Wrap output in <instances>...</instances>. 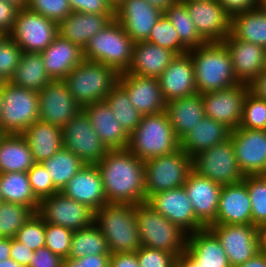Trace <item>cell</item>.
I'll use <instances>...</instances> for the list:
<instances>
[{
  "mask_svg": "<svg viewBox=\"0 0 266 267\" xmlns=\"http://www.w3.org/2000/svg\"><path fill=\"white\" fill-rule=\"evenodd\" d=\"M110 254L107 241L93 222L90 226L73 231L70 258H82L86 255Z\"/></svg>",
  "mask_w": 266,
  "mask_h": 267,
  "instance_id": "40",
  "label": "cell"
},
{
  "mask_svg": "<svg viewBox=\"0 0 266 267\" xmlns=\"http://www.w3.org/2000/svg\"><path fill=\"white\" fill-rule=\"evenodd\" d=\"M134 43L123 26L114 18L89 40L83 49L84 58L123 73L131 65Z\"/></svg>",
  "mask_w": 266,
  "mask_h": 267,
  "instance_id": "6",
  "label": "cell"
},
{
  "mask_svg": "<svg viewBox=\"0 0 266 267\" xmlns=\"http://www.w3.org/2000/svg\"><path fill=\"white\" fill-rule=\"evenodd\" d=\"M4 201L3 196H2V192H1V187H0V203H2Z\"/></svg>",
  "mask_w": 266,
  "mask_h": 267,
  "instance_id": "73",
  "label": "cell"
},
{
  "mask_svg": "<svg viewBox=\"0 0 266 267\" xmlns=\"http://www.w3.org/2000/svg\"><path fill=\"white\" fill-rule=\"evenodd\" d=\"M136 254L140 267H175L177 259L173 253L143 246Z\"/></svg>",
  "mask_w": 266,
  "mask_h": 267,
  "instance_id": "52",
  "label": "cell"
},
{
  "mask_svg": "<svg viewBox=\"0 0 266 267\" xmlns=\"http://www.w3.org/2000/svg\"><path fill=\"white\" fill-rule=\"evenodd\" d=\"M11 239L0 237V261L10 258Z\"/></svg>",
  "mask_w": 266,
  "mask_h": 267,
  "instance_id": "63",
  "label": "cell"
},
{
  "mask_svg": "<svg viewBox=\"0 0 266 267\" xmlns=\"http://www.w3.org/2000/svg\"><path fill=\"white\" fill-rule=\"evenodd\" d=\"M177 54L147 41L135 42L132 62L124 73L159 78Z\"/></svg>",
  "mask_w": 266,
  "mask_h": 267,
  "instance_id": "29",
  "label": "cell"
},
{
  "mask_svg": "<svg viewBox=\"0 0 266 267\" xmlns=\"http://www.w3.org/2000/svg\"><path fill=\"white\" fill-rule=\"evenodd\" d=\"M163 11L146 0H124L114 9V18L134 42L146 41Z\"/></svg>",
  "mask_w": 266,
  "mask_h": 267,
  "instance_id": "20",
  "label": "cell"
},
{
  "mask_svg": "<svg viewBox=\"0 0 266 267\" xmlns=\"http://www.w3.org/2000/svg\"><path fill=\"white\" fill-rule=\"evenodd\" d=\"M234 267H266V253L258 252L254 257L245 263Z\"/></svg>",
  "mask_w": 266,
  "mask_h": 267,
  "instance_id": "61",
  "label": "cell"
},
{
  "mask_svg": "<svg viewBox=\"0 0 266 267\" xmlns=\"http://www.w3.org/2000/svg\"><path fill=\"white\" fill-rule=\"evenodd\" d=\"M89 116L96 134L108 149H125L129 144V134L115 119L107 102L100 101L82 108Z\"/></svg>",
  "mask_w": 266,
  "mask_h": 267,
  "instance_id": "28",
  "label": "cell"
},
{
  "mask_svg": "<svg viewBox=\"0 0 266 267\" xmlns=\"http://www.w3.org/2000/svg\"><path fill=\"white\" fill-rule=\"evenodd\" d=\"M48 76L52 81L63 80L85 58L83 49L57 35L41 53Z\"/></svg>",
  "mask_w": 266,
  "mask_h": 267,
  "instance_id": "27",
  "label": "cell"
},
{
  "mask_svg": "<svg viewBox=\"0 0 266 267\" xmlns=\"http://www.w3.org/2000/svg\"><path fill=\"white\" fill-rule=\"evenodd\" d=\"M27 175L32 192L39 201L59 192L42 163H35L27 171Z\"/></svg>",
  "mask_w": 266,
  "mask_h": 267,
  "instance_id": "51",
  "label": "cell"
},
{
  "mask_svg": "<svg viewBox=\"0 0 266 267\" xmlns=\"http://www.w3.org/2000/svg\"><path fill=\"white\" fill-rule=\"evenodd\" d=\"M119 73L100 62L83 60L64 79L68 91L83 108L104 101L118 82Z\"/></svg>",
  "mask_w": 266,
  "mask_h": 267,
  "instance_id": "5",
  "label": "cell"
},
{
  "mask_svg": "<svg viewBox=\"0 0 266 267\" xmlns=\"http://www.w3.org/2000/svg\"><path fill=\"white\" fill-rule=\"evenodd\" d=\"M249 92L258 99L266 100V72L256 76L249 84Z\"/></svg>",
  "mask_w": 266,
  "mask_h": 267,
  "instance_id": "60",
  "label": "cell"
},
{
  "mask_svg": "<svg viewBox=\"0 0 266 267\" xmlns=\"http://www.w3.org/2000/svg\"><path fill=\"white\" fill-rule=\"evenodd\" d=\"M158 80L166 102L197 93L194 67L189 53L177 55Z\"/></svg>",
  "mask_w": 266,
  "mask_h": 267,
  "instance_id": "25",
  "label": "cell"
},
{
  "mask_svg": "<svg viewBox=\"0 0 266 267\" xmlns=\"http://www.w3.org/2000/svg\"><path fill=\"white\" fill-rule=\"evenodd\" d=\"M223 43L230 53L234 75L240 83L249 84L264 71L265 48L237 39L232 33Z\"/></svg>",
  "mask_w": 266,
  "mask_h": 267,
  "instance_id": "23",
  "label": "cell"
},
{
  "mask_svg": "<svg viewBox=\"0 0 266 267\" xmlns=\"http://www.w3.org/2000/svg\"><path fill=\"white\" fill-rule=\"evenodd\" d=\"M264 72H266V56H265Z\"/></svg>",
  "mask_w": 266,
  "mask_h": 267,
  "instance_id": "74",
  "label": "cell"
},
{
  "mask_svg": "<svg viewBox=\"0 0 266 267\" xmlns=\"http://www.w3.org/2000/svg\"><path fill=\"white\" fill-rule=\"evenodd\" d=\"M18 9L13 5L0 0V31L9 35L14 26Z\"/></svg>",
  "mask_w": 266,
  "mask_h": 267,
  "instance_id": "57",
  "label": "cell"
},
{
  "mask_svg": "<svg viewBox=\"0 0 266 267\" xmlns=\"http://www.w3.org/2000/svg\"><path fill=\"white\" fill-rule=\"evenodd\" d=\"M188 53L193 62L197 93L224 90L240 83L223 42H206Z\"/></svg>",
  "mask_w": 266,
  "mask_h": 267,
  "instance_id": "2",
  "label": "cell"
},
{
  "mask_svg": "<svg viewBox=\"0 0 266 267\" xmlns=\"http://www.w3.org/2000/svg\"><path fill=\"white\" fill-rule=\"evenodd\" d=\"M15 239L32 251L45 247V222L36 212L17 231Z\"/></svg>",
  "mask_w": 266,
  "mask_h": 267,
  "instance_id": "47",
  "label": "cell"
},
{
  "mask_svg": "<svg viewBox=\"0 0 266 267\" xmlns=\"http://www.w3.org/2000/svg\"><path fill=\"white\" fill-rule=\"evenodd\" d=\"M185 252L199 267H231L225 250L208 228L187 235Z\"/></svg>",
  "mask_w": 266,
  "mask_h": 267,
  "instance_id": "32",
  "label": "cell"
},
{
  "mask_svg": "<svg viewBox=\"0 0 266 267\" xmlns=\"http://www.w3.org/2000/svg\"><path fill=\"white\" fill-rule=\"evenodd\" d=\"M62 145L85 164H97L109 150L83 109L62 128Z\"/></svg>",
  "mask_w": 266,
  "mask_h": 267,
  "instance_id": "12",
  "label": "cell"
},
{
  "mask_svg": "<svg viewBox=\"0 0 266 267\" xmlns=\"http://www.w3.org/2000/svg\"><path fill=\"white\" fill-rule=\"evenodd\" d=\"M212 224H252L251 200L243 180L222 186L216 220Z\"/></svg>",
  "mask_w": 266,
  "mask_h": 267,
  "instance_id": "26",
  "label": "cell"
},
{
  "mask_svg": "<svg viewBox=\"0 0 266 267\" xmlns=\"http://www.w3.org/2000/svg\"><path fill=\"white\" fill-rule=\"evenodd\" d=\"M163 14L173 24L180 42L188 49L197 48L206 43V41L197 32L194 22L189 15L186 5L183 1H178L168 7Z\"/></svg>",
  "mask_w": 266,
  "mask_h": 267,
  "instance_id": "41",
  "label": "cell"
},
{
  "mask_svg": "<svg viewBox=\"0 0 266 267\" xmlns=\"http://www.w3.org/2000/svg\"><path fill=\"white\" fill-rule=\"evenodd\" d=\"M136 205L107 203L94 212V223L104 235L110 254L136 252L141 247Z\"/></svg>",
  "mask_w": 266,
  "mask_h": 267,
  "instance_id": "3",
  "label": "cell"
},
{
  "mask_svg": "<svg viewBox=\"0 0 266 267\" xmlns=\"http://www.w3.org/2000/svg\"><path fill=\"white\" fill-rule=\"evenodd\" d=\"M111 254L86 255L82 258H65L63 267H109Z\"/></svg>",
  "mask_w": 266,
  "mask_h": 267,
  "instance_id": "54",
  "label": "cell"
},
{
  "mask_svg": "<svg viewBox=\"0 0 266 267\" xmlns=\"http://www.w3.org/2000/svg\"><path fill=\"white\" fill-rule=\"evenodd\" d=\"M33 214L27 206L6 201L0 203V237L15 238L17 231Z\"/></svg>",
  "mask_w": 266,
  "mask_h": 267,
  "instance_id": "43",
  "label": "cell"
},
{
  "mask_svg": "<svg viewBox=\"0 0 266 267\" xmlns=\"http://www.w3.org/2000/svg\"><path fill=\"white\" fill-rule=\"evenodd\" d=\"M105 101L115 119L130 135L141 122L142 114L132 105L126 91L117 83L106 96Z\"/></svg>",
  "mask_w": 266,
  "mask_h": 267,
  "instance_id": "42",
  "label": "cell"
},
{
  "mask_svg": "<svg viewBox=\"0 0 266 267\" xmlns=\"http://www.w3.org/2000/svg\"><path fill=\"white\" fill-rule=\"evenodd\" d=\"M146 203L187 234L206 228L196 218L184 186L153 194Z\"/></svg>",
  "mask_w": 266,
  "mask_h": 267,
  "instance_id": "15",
  "label": "cell"
},
{
  "mask_svg": "<svg viewBox=\"0 0 266 267\" xmlns=\"http://www.w3.org/2000/svg\"><path fill=\"white\" fill-rule=\"evenodd\" d=\"M37 213L45 223L60 225L72 231L88 227L94 222L92 209L62 192L42 199Z\"/></svg>",
  "mask_w": 266,
  "mask_h": 267,
  "instance_id": "14",
  "label": "cell"
},
{
  "mask_svg": "<svg viewBox=\"0 0 266 267\" xmlns=\"http://www.w3.org/2000/svg\"><path fill=\"white\" fill-rule=\"evenodd\" d=\"M8 37L5 33L0 31V44Z\"/></svg>",
  "mask_w": 266,
  "mask_h": 267,
  "instance_id": "71",
  "label": "cell"
},
{
  "mask_svg": "<svg viewBox=\"0 0 266 267\" xmlns=\"http://www.w3.org/2000/svg\"><path fill=\"white\" fill-rule=\"evenodd\" d=\"M146 41L175 52L177 55L185 54L189 51L180 42L177 31L164 14L155 23Z\"/></svg>",
  "mask_w": 266,
  "mask_h": 267,
  "instance_id": "45",
  "label": "cell"
},
{
  "mask_svg": "<svg viewBox=\"0 0 266 267\" xmlns=\"http://www.w3.org/2000/svg\"><path fill=\"white\" fill-rule=\"evenodd\" d=\"M175 267H199V263L195 262L186 252H184L177 257Z\"/></svg>",
  "mask_w": 266,
  "mask_h": 267,
  "instance_id": "62",
  "label": "cell"
},
{
  "mask_svg": "<svg viewBox=\"0 0 266 267\" xmlns=\"http://www.w3.org/2000/svg\"><path fill=\"white\" fill-rule=\"evenodd\" d=\"M230 133L231 130L224 124L205 116L180 140V148L192 158L197 153L224 142L229 138Z\"/></svg>",
  "mask_w": 266,
  "mask_h": 267,
  "instance_id": "34",
  "label": "cell"
},
{
  "mask_svg": "<svg viewBox=\"0 0 266 267\" xmlns=\"http://www.w3.org/2000/svg\"><path fill=\"white\" fill-rule=\"evenodd\" d=\"M146 1H148L152 6H155L164 12L168 7L175 4L179 0H146Z\"/></svg>",
  "mask_w": 266,
  "mask_h": 267,
  "instance_id": "65",
  "label": "cell"
},
{
  "mask_svg": "<svg viewBox=\"0 0 266 267\" xmlns=\"http://www.w3.org/2000/svg\"><path fill=\"white\" fill-rule=\"evenodd\" d=\"M39 120V96L34 90L2 82L0 127L7 134H22Z\"/></svg>",
  "mask_w": 266,
  "mask_h": 267,
  "instance_id": "8",
  "label": "cell"
},
{
  "mask_svg": "<svg viewBox=\"0 0 266 267\" xmlns=\"http://www.w3.org/2000/svg\"><path fill=\"white\" fill-rule=\"evenodd\" d=\"M39 96V121L63 128L82 110L63 80L51 81Z\"/></svg>",
  "mask_w": 266,
  "mask_h": 267,
  "instance_id": "19",
  "label": "cell"
},
{
  "mask_svg": "<svg viewBox=\"0 0 266 267\" xmlns=\"http://www.w3.org/2000/svg\"><path fill=\"white\" fill-rule=\"evenodd\" d=\"M231 33L237 39L266 49V12L259 7L233 16L231 18Z\"/></svg>",
  "mask_w": 266,
  "mask_h": 267,
  "instance_id": "37",
  "label": "cell"
},
{
  "mask_svg": "<svg viewBox=\"0 0 266 267\" xmlns=\"http://www.w3.org/2000/svg\"><path fill=\"white\" fill-rule=\"evenodd\" d=\"M58 35V24L29 9L18 10L8 35L22 52L41 53Z\"/></svg>",
  "mask_w": 266,
  "mask_h": 267,
  "instance_id": "11",
  "label": "cell"
},
{
  "mask_svg": "<svg viewBox=\"0 0 266 267\" xmlns=\"http://www.w3.org/2000/svg\"><path fill=\"white\" fill-rule=\"evenodd\" d=\"M165 112L176 137L181 140L205 117L202 94L170 100Z\"/></svg>",
  "mask_w": 266,
  "mask_h": 267,
  "instance_id": "31",
  "label": "cell"
},
{
  "mask_svg": "<svg viewBox=\"0 0 266 267\" xmlns=\"http://www.w3.org/2000/svg\"><path fill=\"white\" fill-rule=\"evenodd\" d=\"M0 187L4 201L18 203L38 212L40 201L32 192L27 172L0 174Z\"/></svg>",
  "mask_w": 266,
  "mask_h": 267,
  "instance_id": "38",
  "label": "cell"
},
{
  "mask_svg": "<svg viewBox=\"0 0 266 267\" xmlns=\"http://www.w3.org/2000/svg\"><path fill=\"white\" fill-rule=\"evenodd\" d=\"M127 93L132 105L143 115L165 111V101L157 78L119 73L117 82Z\"/></svg>",
  "mask_w": 266,
  "mask_h": 267,
  "instance_id": "21",
  "label": "cell"
},
{
  "mask_svg": "<svg viewBox=\"0 0 266 267\" xmlns=\"http://www.w3.org/2000/svg\"><path fill=\"white\" fill-rule=\"evenodd\" d=\"M61 192L65 196L87 205L94 212L108 203L101 174L96 164H85Z\"/></svg>",
  "mask_w": 266,
  "mask_h": 267,
  "instance_id": "24",
  "label": "cell"
},
{
  "mask_svg": "<svg viewBox=\"0 0 266 267\" xmlns=\"http://www.w3.org/2000/svg\"><path fill=\"white\" fill-rule=\"evenodd\" d=\"M34 164L26 139L21 134H8L0 145V174L27 172Z\"/></svg>",
  "mask_w": 266,
  "mask_h": 267,
  "instance_id": "35",
  "label": "cell"
},
{
  "mask_svg": "<svg viewBox=\"0 0 266 267\" xmlns=\"http://www.w3.org/2000/svg\"><path fill=\"white\" fill-rule=\"evenodd\" d=\"M2 111V83H0V116Z\"/></svg>",
  "mask_w": 266,
  "mask_h": 267,
  "instance_id": "70",
  "label": "cell"
},
{
  "mask_svg": "<svg viewBox=\"0 0 266 267\" xmlns=\"http://www.w3.org/2000/svg\"><path fill=\"white\" fill-rule=\"evenodd\" d=\"M260 7L266 12V0H260Z\"/></svg>",
  "mask_w": 266,
  "mask_h": 267,
  "instance_id": "72",
  "label": "cell"
},
{
  "mask_svg": "<svg viewBox=\"0 0 266 267\" xmlns=\"http://www.w3.org/2000/svg\"><path fill=\"white\" fill-rule=\"evenodd\" d=\"M183 2L197 32L206 42H223L231 33V17L217 0Z\"/></svg>",
  "mask_w": 266,
  "mask_h": 267,
  "instance_id": "16",
  "label": "cell"
},
{
  "mask_svg": "<svg viewBox=\"0 0 266 267\" xmlns=\"http://www.w3.org/2000/svg\"><path fill=\"white\" fill-rule=\"evenodd\" d=\"M113 19L114 14L72 12L58 24V35L84 49L89 40Z\"/></svg>",
  "mask_w": 266,
  "mask_h": 267,
  "instance_id": "30",
  "label": "cell"
},
{
  "mask_svg": "<svg viewBox=\"0 0 266 267\" xmlns=\"http://www.w3.org/2000/svg\"><path fill=\"white\" fill-rule=\"evenodd\" d=\"M225 12L232 18L233 16L260 7V0H217Z\"/></svg>",
  "mask_w": 266,
  "mask_h": 267,
  "instance_id": "56",
  "label": "cell"
},
{
  "mask_svg": "<svg viewBox=\"0 0 266 267\" xmlns=\"http://www.w3.org/2000/svg\"><path fill=\"white\" fill-rule=\"evenodd\" d=\"M144 164L146 201L153 194L183 186L192 171V158L182 148Z\"/></svg>",
  "mask_w": 266,
  "mask_h": 267,
  "instance_id": "9",
  "label": "cell"
},
{
  "mask_svg": "<svg viewBox=\"0 0 266 267\" xmlns=\"http://www.w3.org/2000/svg\"><path fill=\"white\" fill-rule=\"evenodd\" d=\"M207 228L219 240L231 267L245 263L260 252L255 225L211 224Z\"/></svg>",
  "mask_w": 266,
  "mask_h": 267,
  "instance_id": "13",
  "label": "cell"
},
{
  "mask_svg": "<svg viewBox=\"0 0 266 267\" xmlns=\"http://www.w3.org/2000/svg\"><path fill=\"white\" fill-rule=\"evenodd\" d=\"M33 253L34 251L25 246V244L20 243L15 238L11 239L10 258L20 265L28 267Z\"/></svg>",
  "mask_w": 266,
  "mask_h": 267,
  "instance_id": "58",
  "label": "cell"
},
{
  "mask_svg": "<svg viewBox=\"0 0 266 267\" xmlns=\"http://www.w3.org/2000/svg\"><path fill=\"white\" fill-rule=\"evenodd\" d=\"M249 91L248 84L239 83L224 90L202 94L205 116L221 122L231 131L242 120L243 101Z\"/></svg>",
  "mask_w": 266,
  "mask_h": 267,
  "instance_id": "17",
  "label": "cell"
},
{
  "mask_svg": "<svg viewBox=\"0 0 266 267\" xmlns=\"http://www.w3.org/2000/svg\"><path fill=\"white\" fill-rule=\"evenodd\" d=\"M141 246L163 250L177 257L186 250L187 233L146 202L136 205Z\"/></svg>",
  "mask_w": 266,
  "mask_h": 267,
  "instance_id": "7",
  "label": "cell"
},
{
  "mask_svg": "<svg viewBox=\"0 0 266 267\" xmlns=\"http://www.w3.org/2000/svg\"><path fill=\"white\" fill-rule=\"evenodd\" d=\"M54 187L61 192L69 180L85 165V163L63 146L49 159L42 162Z\"/></svg>",
  "mask_w": 266,
  "mask_h": 267,
  "instance_id": "39",
  "label": "cell"
},
{
  "mask_svg": "<svg viewBox=\"0 0 266 267\" xmlns=\"http://www.w3.org/2000/svg\"><path fill=\"white\" fill-rule=\"evenodd\" d=\"M22 53V49L9 37L0 44V83L11 80Z\"/></svg>",
  "mask_w": 266,
  "mask_h": 267,
  "instance_id": "50",
  "label": "cell"
},
{
  "mask_svg": "<svg viewBox=\"0 0 266 267\" xmlns=\"http://www.w3.org/2000/svg\"><path fill=\"white\" fill-rule=\"evenodd\" d=\"M124 0H109V4L115 9L120 5Z\"/></svg>",
  "mask_w": 266,
  "mask_h": 267,
  "instance_id": "68",
  "label": "cell"
},
{
  "mask_svg": "<svg viewBox=\"0 0 266 267\" xmlns=\"http://www.w3.org/2000/svg\"><path fill=\"white\" fill-rule=\"evenodd\" d=\"M192 170L222 186L239 183L245 177L238 166L230 137L192 157Z\"/></svg>",
  "mask_w": 266,
  "mask_h": 267,
  "instance_id": "10",
  "label": "cell"
},
{
  "mask_svg": "<svg viewBox=\"0 0 266 267\" xmlns=\"http://www.w3.org/2000/svg\"><path fill=\"white\" fill-rule=\"evenodd\" d=\"M259 249L266 253V223L258 227Z\"/></svg>",
  "mask_w": 266,
  "mask_h": 267,
  "instance_id": "64",
  "label": "cell"
},
{
  "mask_svg": "<svg viewBox=\"0 0 266 267\" xmlns=\"http://www.w3.org/2000/svg\"><path fill=\"white\" fill-rule=\"evenodd\" d=\"M6 3H9L16 7L18 10L27 9L28 0H4Z\"/></svg>",
  "mask_w": 266,
  "mask_h": 267,
  "instance_id": "66",
  "label": "cell"
},
{
  "mask_svg": "<svg viewBox=\"0 0 266 267\" xmlns=\"http://www.w3.org/2000/svg\"><path fill=\"white\" fill-rule=\"evenodd\" d=\"M73 231L60 225L45 223V247L63 259L68 258Z\"/></svg>",
  "mask_w": 266,
  "mask_h": 267,
  "instance_id": "48",
  "label": "cell"
},
{
  "mask_svg": "<svg viewBox=\"0 0 266 267\" xmlns=\"http://www.w3.org/2000/svg\"><path fill=\"white\" fill-rule=\"evenodd\" d=\"M244 176L266 174V130L237 128L230 133Z\"/></svg>",
  "mask_w": 266,
  "mask_h": 267,
  "instance_id": "18",
  "label": "cell"
},
{
  "mask_svg": "<svg viewBox=\"0 0 266 267\" xmlns=\"http://www.w3.org/2000/svg\"><path fill=\"white\" fill-rule=\"evenodd\" d=\"M8 134L0 127V145Z\"/></svg>",
  "mask_w": 266,
  "mask_h": 267,
  "instance_id": "69",
  "label": "cell"
},
{
  "mask_svg": "<svg viewBox=\"0 0 266 267\" xmlns=\"http://www.w3.org/2000/svg\"><path fill=\"white\" fill-rule=\"evenodd\" d=\"M246 183L251 200L252 225L266 223V175H247Z\"/></svg>",
  "mask_w": 266,
  "mask_h": 267,
  "instance_id": "44",
  "label": "cell"
},
{
  "mask_svg": "<svg viewBox=\"0 0 266 267\" xmlns=\"http://www.w3.org/2000/svg\"><path fill=\"white\" fill-rule=\"evenodd\" d=\"M63 260L49 248L42 247L34 251L28 267H63Z\"/></svg>",
  "mask_w": 266,
  "mask_h": 267,
  "instance_id": "55",
  "label": "cell"
},
{
  "mask_svg": "<svg viewBox=\"0 0 266 267\" xmlns=\"http://www.w3.org/2000/svg\"><path fill=\"white\" fill-rule=\"evenodd\" d=\"M96 165L108 203L146 202L145 164L128 148L109 149Z\"/></svg>",
  "mask_w": 266,
  "mask_h": 267,
  "instance_id": "1",
  "label": "cell"
},
{
  "mask_svg": "<svg viewBox=\"0 0 266 267\" xmlns=\"http://www.w3.org/2000/svg\"><path fill=\"white\" fill-rule=\"evenodd\" d=\"M51 81L41 54L23 52L9 82L20 88L39 92Z\"/></svg>",
  "mask_w": 266,
  "mask_h": 267,
  "instance_id": "36",
  "label": "cell"
},
{
  "mask_svg": "<svg viewBox=\"0 0 266 267\" xmlns=\"http://www.w3.org/2000/svg\"><path fill=\"white\" fill-rule=\"evenodd\" d=\"M0 267H24V266L20 265L13 259L9 258V259L0 261Z\"/></svg>",
  "mask_w": 266,
  "mask_h": 267,
  "instance_id": "67",
  "label": "cell"
},
{
  "mask_svg": "<svg viewBox=\"0 0 266 267\" xmlns=\"http://www.w3.org/2000/svg\"><path fill=\"white\" fill-rule=\"evenodd\" d=\"M27 9L59 24L73 11L68 0H28Z\"/></svg>",
  "mask_w": 266,
  "mask_h": 267,
  "instance_id": "49",
  "label": "cell"
},
{
  "mask_svg": "<svg viewBox=\"0 0 266 267\" xmlns=\"http://www.w3.org/2000/svg\"><path fill=\"white\" fill-rule=\"evenodd\" d=\"M109 267H140L136 252L113 253Z\"/></svg>",
  "mask_w": 266,
  "mask_h": 267,
  "instance_id": "59",
  "label": "cell"
},
{
  "mask_svg": "<svg viewBox=\"0 0 266 267\" xmlns=\"http://www.w3.org/2000/svg\"><path fill=\"white\" fill-rule=\"evenodd\" d=\"M183 186L196 218L207 228L216 220L222 185L192 170Z\"/></svg>",
  "mask_w": 266,
  "mask_h": 267,
  "instance_id": "22",
  "label": "cell"
},
{
  "mask_svg": "<svg viewBox=\"0 0 266 267\" xmlns=\"http://www.w3.org/2000/svg\"><path fill=\"white\" fill-rule=\"evenodd\" d=\"M73 12L91 14H114L107 0H68Z\"/></svg>",
  "mask_w": 266,
  "mask_h": 267,
  "instance_id": "53",
  "label": "cell"
},
{
  "mask_svg": "<svg viewBox=\"0 0 266 267\" xmlns=\"http://www.w3.org/2000/svg\"><path fill=\"white\" fill-rule=\"evenodd\" d=\"M239 128L266 130V100L258 99L248 91Z\"/></svg>",
  "mask_w": 266,
  "mask_h": 267,
  "instance_id": "46",
  "label": "cell"
},
{
  "mask_svg": "<svg viewBox=\"0 0 266 267\" xmlns=\"http://www.w3.org/2000/svg\"><path fill=\"white\" fill-rule=\"evenodd\" d=\"M21 135L26 139L35 163L49 159L63 146L62 128L39 120Z\"/></svg>",
  "mask_w": 266,
  "mask_h": 267,
  "instance_id": "33",
  "label": "cell"
},
{
  "mask_svg": "<svg viewBox=\"0 0 266 267\" xmlns=\"http://www.w3.org/2000/svg\"><path fill=\"white\" fill-rule=\"evenodd\" d=\"M142 161L168 155L180 148V140L165 111L143 115L141 122L129 135L127 147Z\"/></svg>",
  "mask_w": 266,
  "mask_h": 267,
  "instance_id": "4",
  "label": "cell"
}]
</instances>
